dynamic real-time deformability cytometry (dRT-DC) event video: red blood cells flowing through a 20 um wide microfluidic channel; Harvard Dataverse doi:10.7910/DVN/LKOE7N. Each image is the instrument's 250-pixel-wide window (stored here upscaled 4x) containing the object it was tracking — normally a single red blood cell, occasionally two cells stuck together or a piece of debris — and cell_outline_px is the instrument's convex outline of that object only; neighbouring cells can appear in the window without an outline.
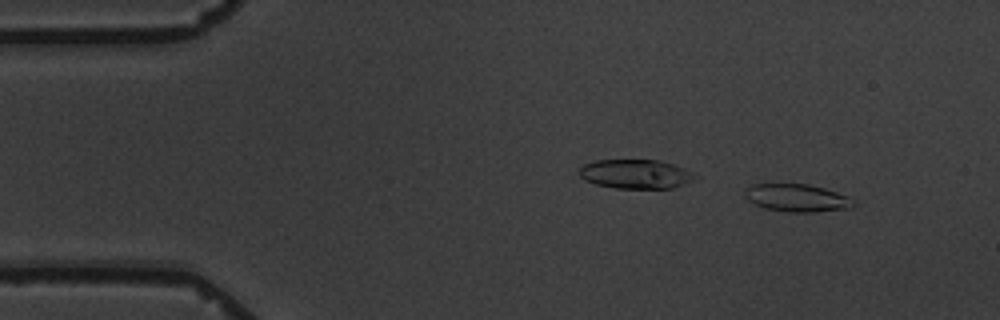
{"species": "common noctule bat (a hibernating species)", "species_latin": "Nyctalus noctula", "temperature_condition": "warm", "stored_images_in_passage": 4, "camera_frame_rate_fps": 3000, "um_per_image_px": 0.085, "animal": {"sex": "male", "body_mass_g": 19.5, "forearm_length_mm": 54.6}, "frame": {"image": 1, "passage_image": 2, "time_ms": 1.0, "image_size_px": [1000, 320], "cell_outline_px": [[856, 204], [848, 208], [812, 212], [788, 212], [764, 208], [748, 200], [744, 192], [752, 184], [808, 184], [824, 188], [848, 196], [856, 200]], "centroid_in_image_um": [67.77, 16.82], "position_along_channel_um": 17.2, "area_um2": 17.4}}